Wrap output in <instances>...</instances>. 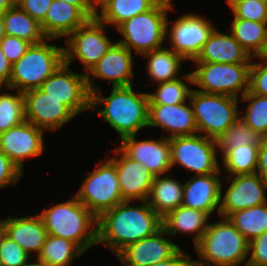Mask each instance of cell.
Returning a JSON list of instances; mask_svg holds the SVG:
<instances>
[{"instance_id":"6da1fadb","label":"cell","mask_w":267,"mask_h":266,"mask_svg":"<svg viewBox=\"0 0 267 266\" xmlns=\"http://www.w3.org/2000/svg\"><path fill=\"white\" fill-rule=\"evenodd\" d=\"M130 202L125 200L97 218V244L105 245L115 255L127 245L147 238L163 227L162 218L147 200L134 207Z\"/></svg>"},{"instance_id":"7a4b0ae2","label":"cell","mask_w":267,"mask_h":266,"mask_svg":"<svg viewBox=\"0 0 267 266\" xmlns=\"http://www.w3.org/2000/svg\"><path fill=\"white\" fill-rule=\"evenodd\" d=\"M101 94L100 89L91 93V109L103 104L104 109L97 112L115 129L120 139L136 135L138 131L148 127V93H136L131 85L112 87V92L107 97H102Z\"/></svg>"},{"instance_id":"3957f363","label":"cell","mask_w":267,"mask_h":266,"mask_svg":"<svg viewBox=\"0 0 267 266\" xmlns=\"http://www.w3.org/2000/svg\"><path fill=\"white\" fill-rule=\"evenodd\" d=\"M39 216L49 235L68 239L84 252L97 244V218L75 196Z\"/></svg>"},{"instance_id":"277c9868","label":"cell","mask_w":267,"mask_h":266,"mask_svg":"<svg viewBox=\"0 0 267 266\" xmlns=\"http://www.w3.org/2000/svg\"><path fill=\"white\" fill-rule=\"evenodd\" d=\"M209 223L202 238L195 245L199 259L195 266H239L248 259L249 242L228 220Z\"/></svg>"},{"instance_id":"5b68a950","label":"cell","mask_w":267,"mask_h":266,"mask_svg":"<svg viewBox=\"0 0 267 266\" xmlns=\"http://www.w3.org/2000/svg\"><path fill=\"white\" fill-rule=\"evenodd\" d=\"M45 39L31 44L26 53L12 64L9 84L5 90L25 92L41 85L64 63V47L49 45Z\"/></svg>"},{"instance_id":"8992f818","label":"cell","mask_w":267,"mask_h":266,"mask_svg":"<svg viewBox=\"0 0 267 266\" xmlns=\"http://www.w3.org/2000/svg\"><path fill=\"white\" fill-rule=\"evenodd\" d=\"M171 1L160 0L152 9L121 23L116 28L123 36L118 43L142 55L162 48L167 39V13L173 8Z\"/></svg>"},{"instance_id":"52a82bcc","label":"cell","mask_w":267,"mask_h":266,"mask_svg":"<svg viewBox=\"0 0 267 266\" xmlns=\"http://www.w3.org/2000/svg\"><path fill=\"white\" fill-rule=\"evenodd\" d=\"M189 102L193 108L197 134L217 140L239 117L238 98L208 94L193 89ZM205 133V134H204Z\"/></svg>"},{"instance_id":"ba28073f","label":"cell","mask_w":267,"mask_h":266,"mask_svg":"<svg viewBox=\"0 0 267 266\" xmlns=\"http://www.w3.org/2000/svg\"><path fill=\"white\" fill-rule=\"evenodd\" d=\"M192 71L193 85L208 94H221L238 98L249 90V71L251 63H208L195 62Z\"/></svg>"},{"instance_id":"9c48e42d","label":"cell","mask_w":267,"mask_h":266,"mask_svg":"<svg viewBox=\"0 0 267 266\" xmlns=\"http://www.w3.org/2000/svg\"><path fill=\"white\" fill-rule=\"evenodd\" d=\"M87 176L75 197L98 218L103 212L125 201L122 198L115 164L106 159Z\"/></svg>"},{"instance_id":"30bf717a","label":"cell","mask_w":267,"mask_h":266,"mask_svg":"<svg viewBox=\"0 0 267 266\" xmlns=\"http://www.w3.org/2000/svg\"><path fill=\"white\" fill-rule=\"evenodd\" d=\"M105 28L106 24L94 17L72 32L65 40L68 48H64V63L70 66L78 59L87 74L114 44L105 35Z\"/></svg>"},{"instance_id":"8fae6325","label":"cell","mask_w":267,"mask_h":266,"mask_svg":"<svg viewBox=\"0 0 267 266\" xmlns=\"http://www.w3.org/2000/svg\"><path fill=\"white\" fill-rule=\"evenodd\" d=\"M171 167L181 165L197 175L216 173L220 167L216 157V140L202 134L169 138Z\"/></svg>"},{"instance_id":"7c38bea8","label":"cell","mask_w":267,"mask_h":266,"mask_svg":"<svg viewBox=\"0 0 267 266\" xmlns=\"http://www.w3.org/2000/svg\"><path fill=\"white\" fill-rule=\"evenodd\" d=\"M48 96L60 100L75 116L91 109V94L87 87V76L73 73L63 63L40 87Z\"/></svg>"},{"instance_id":"4fadbf2b","label":"cell","mask_w":267,"mask_h":266,"mask_svg":"<svg viewBox=\"0 0 267 266\" xmlns=\"http://www.w3.org/2000/svg\"><path fill=\"white\" fill-rule=\"evenodd\" d=\"M169 21H166V33L170 32V49L180 54L185 61L195 60L203 45L214 31L215 27L206 18L198 14H185L179 17L168 31Z\"/></svg>"},{"instance_id":"5bb4252c","label":"cell","mask_w":267,"mask_h":266,"mask_svg":"<svg viewBox=\"0 0 267 266\" xmlns=\"http://www.w3.org/2000/svg\"><path fill=\"white\" fill-rule=\"evenodd\" d=\"M225 178L232 182L224 195L221 183L219 216L227 218L233 212L267 203V183L257 172Z\"/></svg>"},{"instance_id":"9a60e30c","label":"cell","mask_w":267,"mask_h":266,"mask_svg":"<svg viewBox=\"0 0 267 266\" xmlns=\"http://www.w3.org/2000/svg\"><path fill=\"white\" fill-rule=\"evenodd\" d=\"M132 52L124 45L114 42L109 51L101 57L97 64L86 74L89 93L98 90L93 81L94 76L112 83L113 87L133 85Z\"/></svg>"},{"instance_id":"2e32d148","label":"cell","mask_w":267,"mask_h":266,"mask_svg":"<svg viewBox=\"0 0 267 266\" xmlns=\"http://www.w3.org/2000/svg\"><path fill=\"white\" fill-rule=\"evenodd\" d=\"M24 97L25 120L42 130L55 131L75 117L60 100L40 88L25 91Z\"/></svg>"},{"instance_id":"e0dca14e","label":"cell","mask_w":267,"mask_h":266,"mask_svg":"<svg viewBox=\"0 0 267 266\" xmlns=\"http://www.w3.org/2000/svg\"><path fill=\"white\" fill-rule=\"evenodd\" d=\"M43 132L28 121L0 133V151L23 171L26 158L37 157L43 153Z\"/></svg>"},{"instance_id":"ac0fdd59","label":"cell","mask_w":267,"mask_h":266,"mask_svg":"<svg viewBox=\"0 0 267 266\" xmlns=\"http://www.w3.org/2000/svg\"><path fill=\"white\" fill-rule=\"evenodd\" d=\"M162 227L159 231L138 242L131 243L116 256L123 266H152L172 257L180 247L176 245Z\"/></svg>"},{"instance_id":"d6986e66","label":"cell","mask_w":267,"mask_h":266,"mask_svg":"<svg viewBox=\"0 0 267 266\" xmlns=\"http://www.w3.org/2000/svg\"><path fill=\"white\" fill-rule=\"evenodd\" d=\"M135 137L136 135H132L121 139L122 144L119 148L129 158L142 163L155 177L163 176L171 170L169 138L137 141Z\"/></svg>"},{"instance_id":"ffe728a7","label":"cell","mask_w":267,"mask_h":266,"mask_svg":"<svg viewBox=\"0 0 267 266\" xmlns=\"http://www.w3.org/2000/svg\"><path fill=\"white\" fill-rule=\"evenodd\" d=\"M110 160L115 164L124 200H147L154 175L142 163L129 158L120 148H115ZM119 153V158H118Z\"/></svg>"},{"instance_id":"44dd1931","label":"cell","mask_w":267,"mask_h":266,"mask_svg":"<svg viewBox=\"0 0 267 266\" xmlns=\"http://www.w3.org/2000/svg\"><path fill=\"white\" fill-rule=\"evenodd\" d=\"M148 127H159L167 138L197 134L193 108L186 102L177 105H149Z\"/></svg>"},{"instance_id":"7402d4cb","label":"cell","mask_w":267,"mask_h":266,"mask_svg":"<svg viewBox=\"0 0 267 266\" xmlns=\"http://www.w3.org/2000/svg\"><path fill=\"white\" fill-rule=\"evenodd\" d=\"M221 170L208 175H194L183 186L182 205L206 212L209 216L217 209L219 215Z\"/></svg>"},{"instance_id":"603a6c76","label":"cell","mask_w":267,"mask_h":266,"mask_svg":"<svg viewBox=\"0 0 267 266\" xmlns=\"http://www.w3.org/2000/svg\"><path fill=\"white\" fill-rule=\"evenodd\" d=\"M89 19L78 6L62 0H53L40 25L47 39H57L68 37Z\"/></svg>"},{"instance_id":"cb8c5ba5","label":"cell","mask_w":267,"mask_h":266,"mask_svg":"<svg viewBox=\"0 0 267 266\" xmlns=\"http://www.w3.org/2000/svg\"><path fill=\"white\" fill-rule=\"evenodd\" d=\"M249 53L238 43L232 34H224L216 28L202 47L194 62L208 63H252Z\"/></svg>"},{"instance_id":"d4e9b609","label":"cell","mask_w":267,"mask_h":266,"mask_svg":"<svg viewBox=\"0 0 267 266\" xmlns=\"http://www.w3.org/2000/svg\"><path fill=\"white\" fill-rule=\"evenodd\" d=\"M30 217H8L5 219L6 236L15 241L28 254H40L48 235L39 214Z\"/></svg>"},{"instance_id":"484cf974","label":"cell","mask_w":267,"mask_h":266,"mask_svg":"<svg viewBox=\"0 0 267 266\" xmlns=\"http://www.w3.org/2000/svg\"><path fill=\"white\" fill-rule=\"evenodd\" d=\"M209 217L206 212L181 205L162 218V225L168 237L175 236L179 232L188 235L194 233L195 246L207 230L209 223L206 221Z\"/></svg>"},{"instance_id":"4316f807","label":"cell","mask_w":267,"mask_h":266,"mask_svg":"<svg viewBox=\"0 0 267 266\" xmlns=\"http://www.w3.org/2000/svg\"><path fill=\"white\" fill-rule=\"evenodd\" d=\"M183 186L182 182L171 178L169 174L164 177L156 176L147 202L157 215L164 218L169 212L182 205Z\"/></svg>"},{"instance_id":"83f0119b","label":"cell","mask_w":267,"mask_h":266,"mask_svg":"<svg viewBox=\"0 0 267 266\" xmlns=\"http://www.w3.org/2000/svg\"><path fill=\"white\" fill-rule=\"evenodd\" d=\"M160 0H102L96 17L104 24L117 28L125 20L152 9Z\"/></svg>"},{"instance_id":"f1b7e54d","label":"cell","mask_w":267,"mask_h":266,"mask_svg":"<svg viewBox=\"0 0 267 266\" xmlns=\"http://www.w3.org/2000/svg\"><path fill=\"white\" fill-rule=\"evenodd\" d=\"M6 35L15 36L31 44L43 42L46 37L41 25L17 4L3 14Z\"/></svg>"},{"instance_id":"f546056e","label":"cell","mask_w":267,"mask_h":266,"mask_svg":"<svg viewBox=\"0 0 267 266\" xmlns=\"http://www.w3.org/2000/svg\"><path fill=\"white\" fill-rule=\"evenodd\" d=\"M142 56L148 58L147 72L151 80L157 84L180 78L179 70L185 59L172 49L162 47Z\"/></svg>"},{"instance_id":"4dcf8cb0","label":"cell","mask_w":267,"mask_h":266,"mask_svg":"<svg viewBox=\"0 0 267 266\" xmlns=\"http://www.w3.org/2000/svg\"><path fill=\"white\" fill-rule=\"evenodd\" d=\"M83 253L76 243L48 234L36 261L42 266H70Z\"/></svg>"},{"instance_id":"1f68e13d","label":"cell","mask_w":267,"mask_h":266,"mask_svg":"<svg viewBox=\"0 0 267 266\" xmlns=\"http://www.w3.org/2000/svg\"><path fill=\"white\" fill-rule=\"evenodd\" d=\"M227 218L250 242L267 232V203L233 212Z\"/></svg>"},{"instance_id":"d6a6232c","label":"cell","mask_w":267,"mask_h":266,"mask_svg":"<svg viewBox=\"0 0 267 266\" xmlns=\"http://www.w3.org/2000/svg\"><path fill=\"white\" fill-rule=\"evenodd\" d=\"M230 33L252 58H256L267 40V23L234 19Z\"/></svg>"},{"instance_id":"836d02e7","label":"cell","mask_w":267,"mask_h":266,"mask_svg":"<svg viewBox=\"0 0 267 266\" xmlns=\"http://www.w3.org/2000/svg\"><path fill=\"white\" fill-rule=\"evenodd\" d=\"M259 147L241 145L233 150H221L222 164L229 176L256 173Z\"/></svg>"},{"instance_id":"e575fe53","label":"cell","mask_w":267,"mask_h":266,"mask_svg":"<svg viewBox=\"0 0 267 266\" xmlns=\"http://www.w3.org/2000/svg\"><path fill=\"white\" fill-rule=\"evenodd\" d=\"M187 83L193 85L191 72L178 79L158 83L156 92L148 93L149 105H177L186 102L193 90Z\"/></svg>"},{"instance_id":"d590c367","label":"cell","mask_w":267,"mask_h":266,"mask_svg":"<svg viewBox=\"0 0 267 266\" xmlns=\"http://www.w3.org/2000/svg\"><path fill=\"white\" fill-rule=\"evenodd\" d=\"M264 139L258 132L252 130L246 122L239 117L216 140L220 150H233L241 145L260 146Z\"/></svg>"},{"instance_id":"8d00e7d4","label":"cell","mask_w":267,"mask_h":266,"mask_svg":"<svg viewBox=\"0 0 267 266\" xmlns=\"http://www.w3.org/2000/svg\"><path fill=\"white\" fill-rule=\"evenodd\" d=\"M25 121V97L23 92L0 94V133Z\"/></svg>"},{"instance_id":"74e56055","label":"cell","mask_w":267,"mask_h":266,"mask_svg":"<svg viewBox=\"0 0 267 266\" xmlns=\"http://www.w3.org/2000/svg\"><path fill=\"white\" fill-rule=\"evenodd\" d=\"M241 99L248 101L244 116H240L246 124L264 138H267V96L246 92Z\"/></svg>"},{"instance_id":"f35d334b","label":"cell","mask_w":267,"mask_h":266,"mask_svg":"<svg viewBox=\"0 0 267 266\" xmlns=\"http://www.w3.org/2000/svg\"><path fill=\"white\" fill-rule=\"evenodd\" d=\"M233 11L234 19L267 23V4L258 0H226Z\"/></svg>"},{"instance_id":"ab89813d","label":"cell","mask_w":267,"mask_h":266,"mask_svg":"<svg viewBox=\"0 0 267 266\" xmlns=\"http://www.w3.org/2000/svg\"><path fill=\"white\" fill-rule=\"evenodd\" d=\"M28 255L15 241L5 236L0 245V262L3 266H26L30 262Z\"/></svg>"},{"instance_id":"60d3db41","label":"cell","mask_w":267,"mask_h":266,"mask_svg":"<svg viewBox=\"0 0 267 266\" xmlns=\"http://www.w3.org/2000/svg\"><path fill=\"white\" fill-rule=\"evenodd\" d=\"M248 92L267 96V63H251Z\"/></svg>"},{"instance_id":"b9f144b4","label":"cell","mask_w":267,"mask_h":266,"mask_svg":"<svg viewBox=\"0 0 267 266\" xmlns=\"http://www.w3.org/2000/svg\"><path fill=\"white\" fill-rule=\"evenodd\" d=\"M30 46L28 41L10 35H6L0 42V49L12 64L18 61Z\"/></svg>"},{"instance_id":"7bdbcfd3","label":"cell","mask_w":267,"mask_h":266,"mask_svg":"<svg viewBox=\"0 0 267 266\" xmlns=\"http://www.w3.org/2000/svg\"><path fill=\"white\" fill-rule=\"evenodd\" d=\"M248 251L252 252L244 266H267V232L250 241Z\"/></svg>"},{"instance_id":"ee69618b","label":"cell","mask_w":267,"mask_h":266,"mask_svg":"<svg viewBox=\"0 0 267 266\" xmlns=\"http://www.w3.org/2000/svg\"><path fill=\"white\" fill-rule=\"evenodd\" d=\"M23 172L0 151V189L9 185H15Z\"/></svg>"},{"instance_id":"f6af8a7d","label":"cell","mask_w":267,"mask_h":266,"mask_svg":"<svg viewBox=\"0 0 267 266\" xmlns=\"http://www.w3.org/2000/svg\"><path fill=\"white\" fill-rule=\"evenodd\" d=\"M53 0H16V4L41 24Z\"/></svg>"},{"instance_id":"bcb514c9","label":"cell","mask_w":267,"mask_h":266,"mask_svg":"<svg viewBox=\"0 0 267 266\" xmlns=\"http://www.w3.org/2000/svg\"><path fill=\"white\" fill-rule=\"evenodd\" d=\"M189 256L180 248L172 257L152 266H195V261Z\"/></svg>"},{"instance_id":"7dc6e473","label":"cell","mask_w":267,"mask_h":266,"mask_svg":"<svg viewBox=\"0 0 267 266\" xmlns=\"http://www.w3.org/2000/svg\"><path fill=\"white\" fill-rule=\"evenodd\" d=\"M257 173L267 183V138L262 140L259 147Z\"/></svg>"},{"instance_id":"c3c4849f","label":"cell","mask_w":267,"mask_h":266,"mask_svg":"<svg viewBox=\"0 0 267 266\" xmlns=\"http://www.w3.org/2000/svg\"><path fill=\"white\" fill-rule=\"evenodd\" d=\"M12 72V63L7 59L0 49V90L2 85L6 87L9 84Z\"/></svg>"},{"instance_id":"681fc988","label":"cell","mask_w":267,"mask_h":266,"mask_svg":"<svg viewBox=\"0 0 267 266\" xmlns=\"http://www.w3.org/2000/svg\"><path fill=\"white\" fill-rule=\"evenodd\" d=\"M60 1V0H59ZM78 6L90 19L98 14V6L94 0H62Z\"/></svg>"},{"instance_id":"f907efd6","label":"cell","mask_w":267,"mask_h":266,"mask_svg":"<svg viewBox=\"0 0 267 266\" xmlns=\"http://www.w3.org/2000/svg\"><path fill=\"white\" fill-rule=\"evenodd\" d=\"M16 4V0H0V15H2L7 9L13 7Z\"/></svg>"},{"instance_id":"816d5d0a","label":"cell","mask_w":267,"mask_h":266,"mask_svg":"<svg viewBox=\"0 0 267 266\" xmlns=\"http://www.w3.org/2000/svg\"><path fill=\"white\" fill-rule=\"evenodd\" d=\"M256 57L261 60L260 63H267V40L263 44L261 51L256 55Z\"/></svg>"},{"instance_id":"f5cc1de1","label":"cell","mask_w":267,"mask_h":266,"mask_svg":"<svg viewBox=\"0 0 267 266\" xmlns=\"http://www.w3.org/2000/svg\"><path fill=\"white\" fill-rule=\"evenodd\" d=\"M6 236L5 219L0 221V245L3 238Z\"/></svg>"},{"instance_id":"db71d44e","label":"cell","mask_w":267,"mask_h":266,"mask_svg":"<svg viewBox=\"0 0 267 266\" xmlns=\"http://www.w3.org/2000/svg\"><path fill=\"white\" fill-rule=\"evenodd\" d=\"M6 36L5 27H4V19L3 16L0 15V42Z\"/></svg>"},{"instance_id":"11a10c76","label":"cell","mask_w":267,"mask_h":266,"mask_svg":"<svg viewBox=\"0 0 267 266\" xmlns=\"http://www.w3.org/2000/svg\"><path fill=\"white\" fill-rule=\"evenodd\" d=\"M26 266H42V265L39 262H36V260H35V263H29Z\"/></svg>"},{"instance_id":"9f6ffc18","label":"cell","mask_w":267,"mask_h":266,"mask_svg":"<svg viewBox=\"0 0 267 266\" xmlns=\"http://www.w3.org/2000/svg\"><path fill=\"white\" fill-rule=\"evenodd\" d=\"M258 1H260L261 3L267 4V0H258Z\"/></svg>"},{"instance_id":"6f0895ef","label":"cell","mask_w":267,"mask_h":266,"mask_svg":"<svg viewBox=\"0 0 267 266\" xmlns=\"http://www.w3.org/2000/svg\"><path fill=\"white\" fill-rule=\"evenodd\" d=\"M94 1L98 5L102 0H94Z\"/></svg>"}]
</instances>
